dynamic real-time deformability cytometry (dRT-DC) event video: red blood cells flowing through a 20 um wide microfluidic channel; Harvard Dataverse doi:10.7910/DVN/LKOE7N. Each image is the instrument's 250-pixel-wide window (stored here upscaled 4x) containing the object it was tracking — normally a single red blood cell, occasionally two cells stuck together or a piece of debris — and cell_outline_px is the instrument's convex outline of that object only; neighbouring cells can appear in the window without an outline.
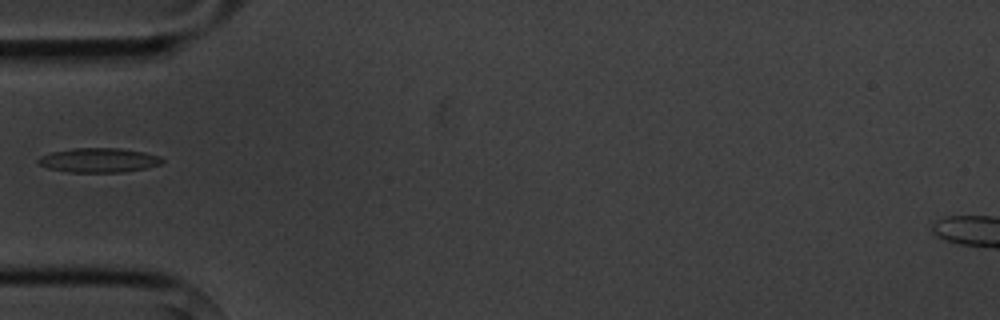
{"species": "common noctule bat (a hibernating species)", "species_latin": "Nyctalus noctula", "temperature_condition": "cold", "stored_images_in_passage": 3, "camera_frame_rate_fps": 3000, "um_per_image_px": 0.085, "animal": {"sex": "male", "body_mass_g": 20.1, "forearm_length_mm": 53.5}, "frame": {"image": 1, "passage_image": 2, "time_ms": 1.0, "image_size_px": [1000, 320], "cell_outline_px": [[164, 160], [160, 164], [144, 168], [124, 172], [68, 172], [48, 168], [40, 164], [36, 160], [40, 156], [52, 152], [72, 148], [120, 148], [144, 152], [160, 156]], "centroid_in_image_um": [8.39, 13.61], "position_along_channel_um": 76.6, "area_um2": 17.57}}
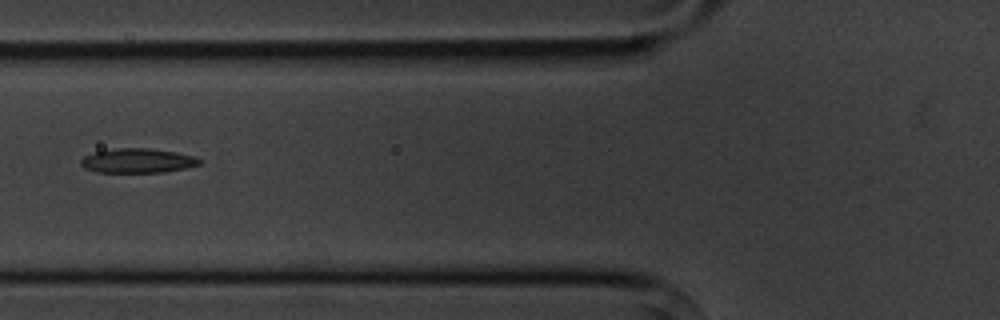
{"frame": {"image": 2, "passage_image": 3, "time_ms": 2.0, "image_size_px": [1000, 320], "cell_outline_px": [[200, 164], [184, 168], [164, 172], [96, 172], [84, 168], [80, 164], [80, 160], [84, 156], [96, 152], [116, 148], [148, 148], [176, 152], [196, 156], [200, 160]], "centroid_in_image_um": [11.68, 13.66], "position_along_channel_um": 114.1, "area_um2": 16.82}}